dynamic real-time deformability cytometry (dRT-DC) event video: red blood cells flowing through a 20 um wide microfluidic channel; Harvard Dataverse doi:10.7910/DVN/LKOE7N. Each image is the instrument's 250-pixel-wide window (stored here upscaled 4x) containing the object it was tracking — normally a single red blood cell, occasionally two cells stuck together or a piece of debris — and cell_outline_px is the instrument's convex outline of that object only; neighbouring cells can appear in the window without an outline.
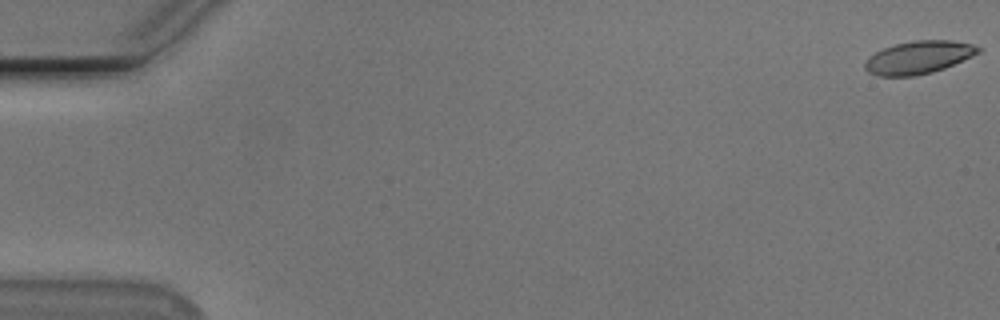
{"species": "Egyptian fruit bat (a non-hibernating species)", "species_latin": "Rousettus aegyptiacus", "temperature_condition": "cold", "stored_images_in_passage": 55, "camera_frame_rate_fps": 3000, "um_per_image_px": 0.085, "animal": {"sex": "male"}, "frame": {"image": 1, "passage_image": 1, "time_ms": 0.0, "image_size_px": [1000, 320], "cell_outline_px": [[980, 52], [972, 56], [944, 68], [932, 72], [916, 76], [876, 76], [868, 72], [864, 68], [864, 64], [868, 56], [884, 48], [896, 44], [912, 40], [952, 40], [972, 44], [980, 48]], "centroid_in_image_um": [78.05, 4.88], "position_along_channel_um": 7.0, "area_um2": 21.68}}
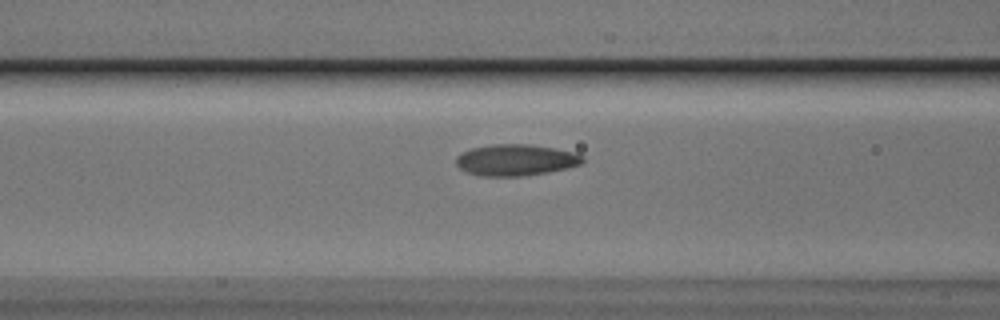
{"frame": {"image": 2, "passage_image": 23, "time_ms": 7.333, "image_size_px": [1000, 320], "cell_outline_px": [[584, 160], [580, 164], [548, 172], [520, 176], [484, 176], [468, 172], [460, 168], [456, 164], [456, 156], [460, 152], [472, 148], [492, 144], [532, 144], [576, 152], [584, 156]], "centroid_in_image_um": [43.83, 13.58], "position_along_channel_um": 122.8, "area_um2": 23.12}}
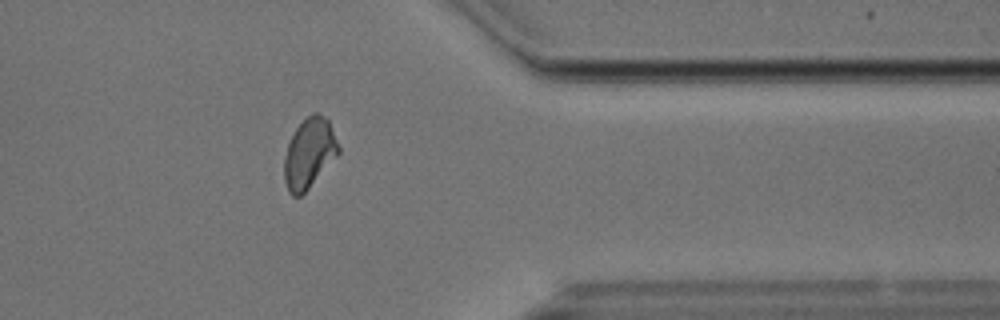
{"frame": {"image": 3, "passage_image": 45, "time_ms": 14.667, "image_size_px": [1000, 320], "cell_outline_px": [[340, 152], [308, 188], [300, 196], [292, 196], [288, 192], [284, 180], [284, 156], [288, 144], [296, 128], [312, 112], [316, 112], [324, 116], [328, 120], [340, 148]], "centroid_in_image_um": [26.27, 13.03], "position_along_channel_um": 385.1, "area_um2": 21.79}, "authors_computed_cell_mechanics": {"area_um2": 22.0218, "velocity_mm_per_s": 3.7514, "shape_relaxation_time_tau1_ms": 6.3533, "shape_relaxation_time_tau2_ms": 1.3625, "deformation_change_tau1": 0.1418, "deformation_change_tau2": 0.0592}}